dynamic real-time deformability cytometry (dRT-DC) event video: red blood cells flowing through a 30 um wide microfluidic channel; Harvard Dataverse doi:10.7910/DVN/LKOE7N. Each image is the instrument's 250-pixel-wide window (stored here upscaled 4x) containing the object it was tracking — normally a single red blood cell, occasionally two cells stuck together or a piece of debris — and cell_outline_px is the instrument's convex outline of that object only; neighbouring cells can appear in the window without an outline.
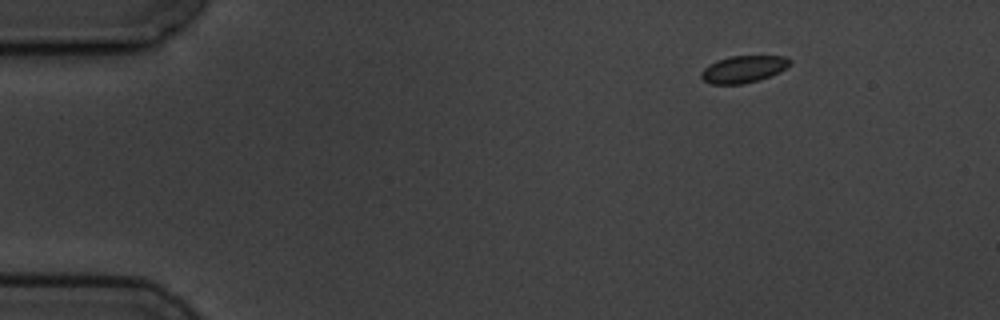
{"species": "common noctule bat (a hibernating species)", "species_latin": "Nyctalus noctula", "temperature_condition": "cold", "stored_images_in_passage": 6, "camera_frame_rate_fps": 3000, "um_per_image_px": 0.085, "animal": {"sex": "male", "body_mass_g": 19.5, "forearm_length_mm": 54.6}, "frame": {"image": 1, "passage_image": 1, "time_ms": 0.0, "image_size_px": [1000, 320], "cell_outline_px": [[792, 64], [780, 72], [744, 84], [712, 84], [704, 80], [700, 76], [700, 72], [708, 64], [716, 60], [728, 56], [784, 56], [792, 60]], "centroid_in_image_um": [63.18, 5.86], "position_along_channel_um": 21.8, "area_um2": 14.05}}
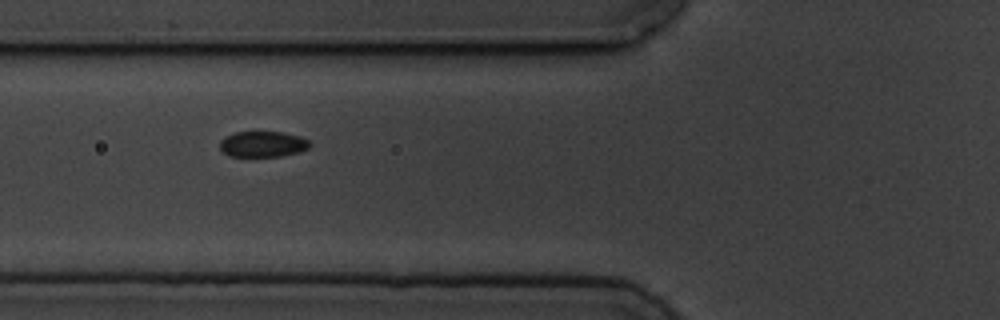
{"frame": {"image": 2, "passage_image": 5, "time_ms": 4.667, "image_size_px": [1000, 320], "cell_outline_px": [[312, 144], [308, 148], [300, 152], [280, 156], [228, 156], [220, 148], [220, 140], [232, 132], [284, 132], [300, 136], [308, 140]], "centroid_in_image_um": [22.35, 12.24], "position_along_channel_um": 103.5, "area_um2": 13.58}}
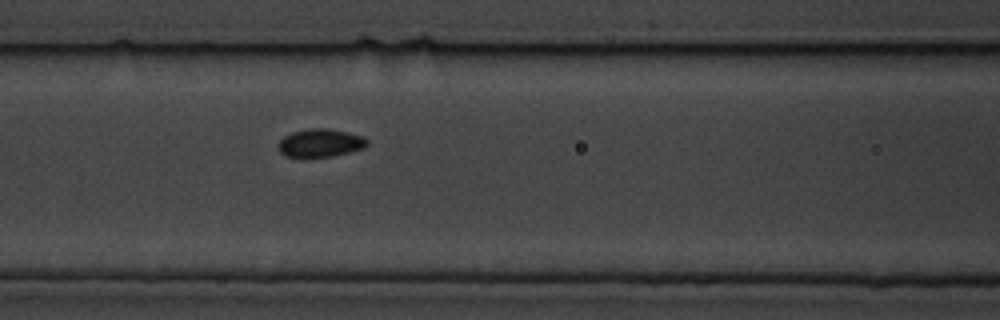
{"frame": {"image": 3, "passage_image": 6, "time_ms": 5.667, "image_size_px": [1000, 320], "cell_outline_px": [[368, 144], [364, 148], [332, 156], [304, 160], [284, 156], [280, 152], [276, 144], [284, 136], [292, 132], [312, 128], [328, 128], [348, 132], [364, 136], [368, 140]], "centroid_in_image_um": [27.18, 12.19], "position_along_channel_um": 139.4, "area_um2": 15.2}}